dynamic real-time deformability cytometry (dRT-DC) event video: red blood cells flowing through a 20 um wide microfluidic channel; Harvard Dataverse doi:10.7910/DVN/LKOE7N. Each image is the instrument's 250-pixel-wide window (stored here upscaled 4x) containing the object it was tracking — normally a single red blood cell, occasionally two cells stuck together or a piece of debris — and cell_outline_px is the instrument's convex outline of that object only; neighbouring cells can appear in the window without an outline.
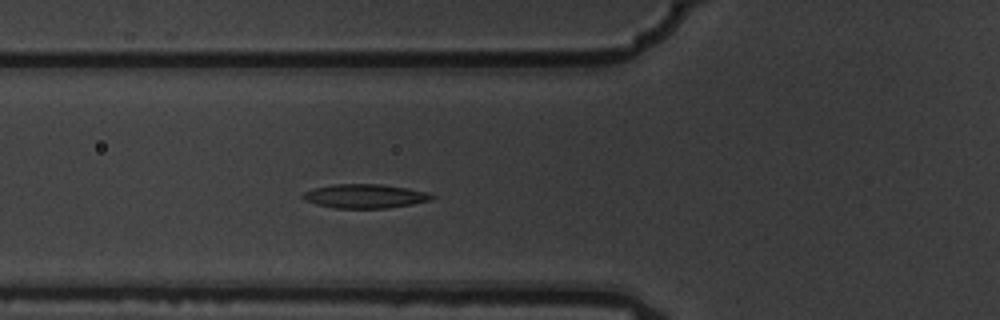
{"species": "common noctule bat (a hibernating species)", "species_latin": "Nyctalus noctula", "temperature_condition": "warm", "stored_images_in_passage": 3, "camera_frame_rate_fps": 3000, "um_per_image_px": 0.085, "animal": {"sex": "male", "body_mass_g": 19.5, "forearm_length_mm": 54.6}, "frame": {"image": 1, "passage_image": 3, "time_ms": 0.667, "image_size_px": [1000, 320], "cell_outline_px": [[436, 196], [432, 200], [412, 204], [388, 208], [336, 208], [316, 204], [304, 200], [300, 196], [304, 192], [312, 188], [332, 184], [380, 184], [408, 188], [428, 192]], "centroid_in_image_um": [31.02, 16.67], "position_along_channel_um": 94.8, "area_um2": 18.21}}